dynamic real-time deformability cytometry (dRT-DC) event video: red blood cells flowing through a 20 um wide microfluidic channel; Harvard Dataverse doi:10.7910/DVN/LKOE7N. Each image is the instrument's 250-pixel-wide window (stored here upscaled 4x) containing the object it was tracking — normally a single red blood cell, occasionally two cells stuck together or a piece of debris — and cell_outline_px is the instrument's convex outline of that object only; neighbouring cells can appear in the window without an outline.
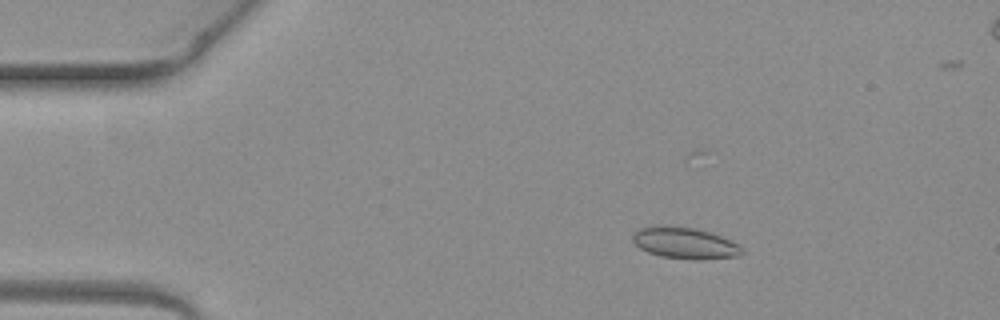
{"species": "common noctule bat (a hibernating species)", "species_latin": "Nyctalus noctula", "temperature_condition": "warm", "stored_images_in_passage": 5, "camera_frame_rate_fps": 3000, "um_per_image_px": 0.085, "animal": {"sex": "female", "body_mass_g": 19.3, "forearm_length_mm": 54.1}, "frame": {"image": 1, "passage_image": 2, "time_ms": 0.333, "image_size_px": [1000, 320], "cell_outline_px": [[744, 252], [740, 256], [700, 260], [692, 260], [660, 256], [648, 252], [640, 248], [632, 240], [632, 236], [636, 228], [656, 224], [668, 224], [696, 228], [712, 232], [744, 248]], "centroid_in_image_um": [58.17, 20.63], "position_along_channel_um": 26.8, "area_um2": 20.58}}